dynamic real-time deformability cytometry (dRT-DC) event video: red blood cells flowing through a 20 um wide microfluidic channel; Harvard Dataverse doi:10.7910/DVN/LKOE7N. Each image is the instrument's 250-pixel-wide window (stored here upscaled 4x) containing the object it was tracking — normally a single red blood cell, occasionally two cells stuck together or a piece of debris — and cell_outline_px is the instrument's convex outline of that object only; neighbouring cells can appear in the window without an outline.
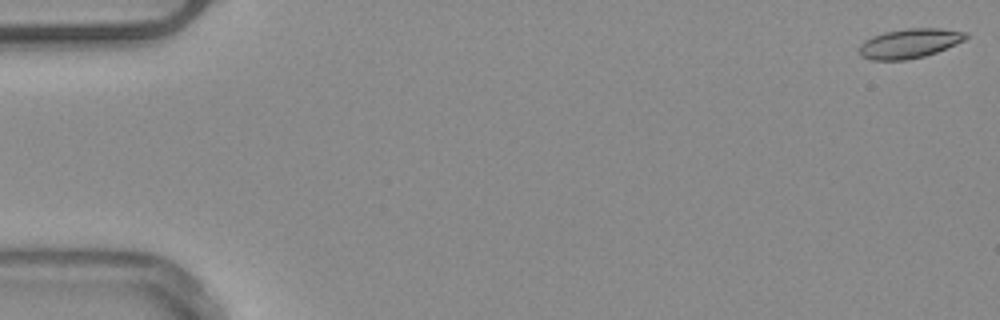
{"species": "common noctule bat (a hibernating species)", "species_latin": "Nyctalus noctula", "temperature_condition": "warm", "stored_images_in_passage": 13, "camera_frame_rate_fps": 3000, "um_per_image_px": 0.085, "animal": {"sex": "male", "body_mass_g": 20.4}, "frame": {"image": 1, "passage_image": 1, "time_ms": 0.0, "image_size_px": [1000, 320], "cell_outline_px": [[968, 36], [964, 40], [936, 52], [924, 56], [904, 60], [872, 60], [860, 56], [860, 44], [864, 40], [872, 36], [884, 32], [908, 28], [940, 28], [968, 32]], "centroid_in_image_um": [77.29, 3.68], "position_along_channel_um": 7.7, "area_um2": 18.26}}